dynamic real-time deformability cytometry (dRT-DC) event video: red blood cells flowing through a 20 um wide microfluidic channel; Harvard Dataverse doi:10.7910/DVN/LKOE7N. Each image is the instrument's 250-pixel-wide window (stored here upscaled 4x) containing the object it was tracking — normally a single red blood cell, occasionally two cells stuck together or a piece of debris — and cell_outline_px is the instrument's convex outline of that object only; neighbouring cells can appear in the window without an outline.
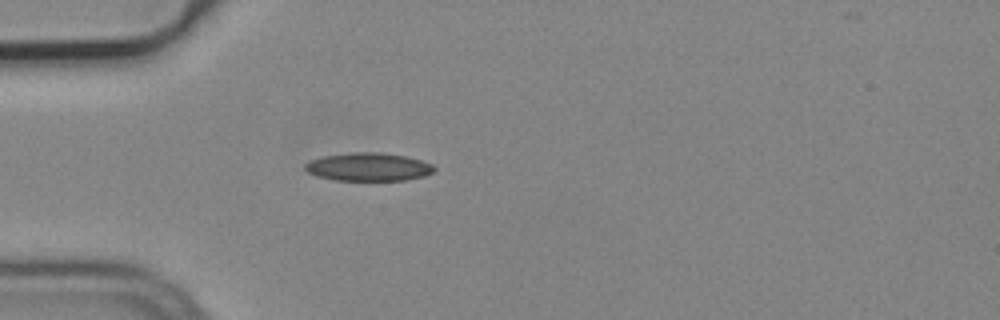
{"species": "common noctule bat (a hibernating species)", "species_latin": "Nyctalus noctula", "temperature_condition": "cold", "stored_images_in_passage": 1, "camera_frame_rate_fps": 3000, "um_per_image_px": 0.085, "animal": {"sex": "male", "body_mass_g": 19.2, "forearm_length_mm": 51.8}, "frame": {"image": 1, "passage_image": 1, "time_ms": 0.0, "image_size_px": [1000, 320], "cell_outline_px": [[436, 168], [432, 172], [424, 176], [404, 180], [336, 180], [316, 176], [308, 172], [304, 168], [304, 164], [312, 160], [324, 156], [352, 152], [380, 152], [404, 156], [420, 160], [432, 164]], "centroid_in_image_um": [31.31, 14.18], "position_along_channel_um": 53.7, "area_um2": 21.04}}